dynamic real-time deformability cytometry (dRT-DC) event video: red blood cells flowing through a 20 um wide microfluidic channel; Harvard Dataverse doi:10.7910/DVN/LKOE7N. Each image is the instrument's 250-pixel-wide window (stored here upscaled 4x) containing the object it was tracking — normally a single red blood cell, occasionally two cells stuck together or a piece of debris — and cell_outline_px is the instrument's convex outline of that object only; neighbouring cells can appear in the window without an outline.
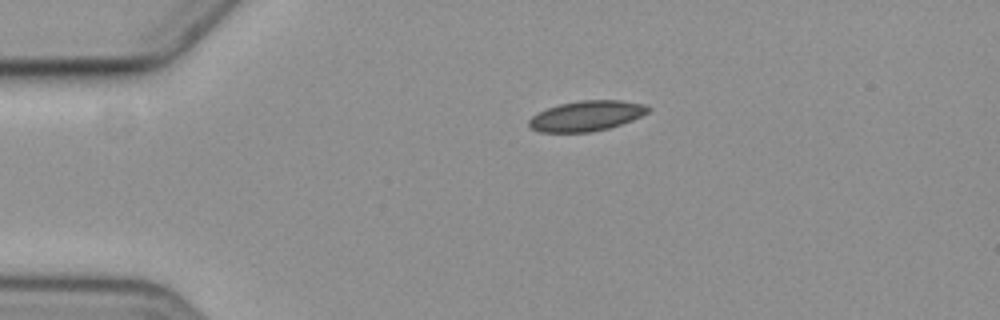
{"species": "common noctule bat (a hibernating species)", "species_latin": "Nyctalus noctula", "temperature_condition": "cold", "stored_images_in_passage": 3, "camera_frame_rate_fps": 3000, "um_per_image_px": 0.085, "animal": {"sex": "female", "body_mass_g": 19.3, "forearm_length_mm": 54.1}, "frame": {"image": 1, "passage_image": 1, "time_ms": 0.0, "image_size_px": [1000, 320], "cell_outline_px": [[652, 108], [648, 112], [632, 120], [608, 128], [592, 132], [540, 132], [532, 128], [528, 124], [528, 120], [532, 116], [548, 108], [560, 104], [580, 100], [620, 100], [648, 104]], "centroid_in_image_um": [49.89, 9.84], "position_along_channel_um": 35.1, "area_um2": 20.98}}
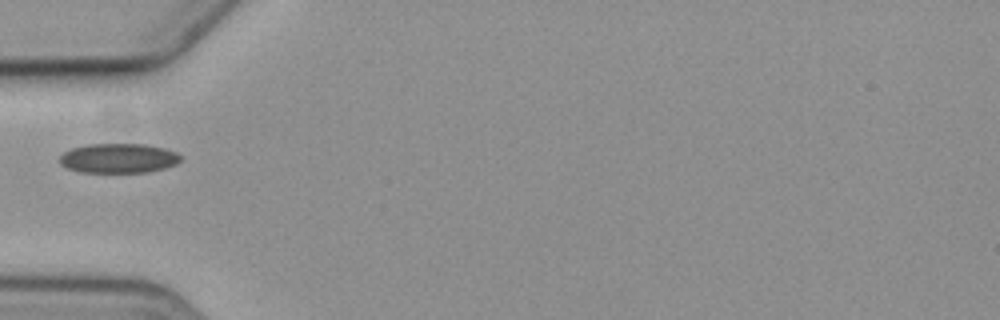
{"frame": {"image": 2, "passage_image": 3, "time_ms": 2.333, "image_size_px": [1000, 320], "cell_outline_px": [[180, 160], [176, 164], [164, 168], [148, 172], [80, 172], [68, 168], [60, 164], [56, 160], [64, 152], [72, 148], [88, 144], [144, 144], [164, 148], [176, 152], [180, 156]], "centroid_in_image_um": [10.04, 13.45], "position_along_channel_um": 75.0, "area_um2": 20.87}}